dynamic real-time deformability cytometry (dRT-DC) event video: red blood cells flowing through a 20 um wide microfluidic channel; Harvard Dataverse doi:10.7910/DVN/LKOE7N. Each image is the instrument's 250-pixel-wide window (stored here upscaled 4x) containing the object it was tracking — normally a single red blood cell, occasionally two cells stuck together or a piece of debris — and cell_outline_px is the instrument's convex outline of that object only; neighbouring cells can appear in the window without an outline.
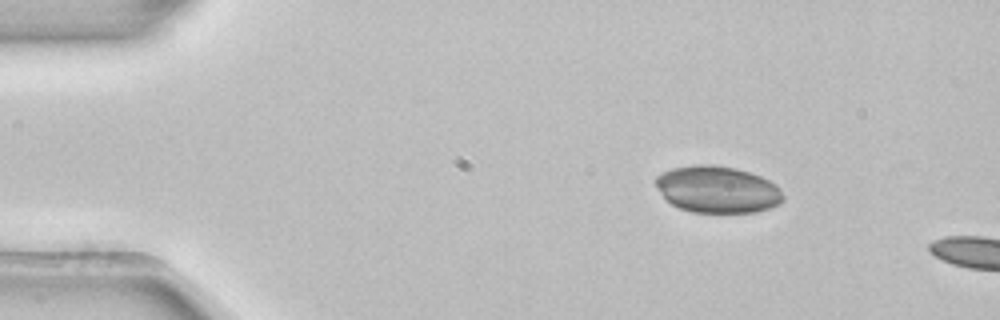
{"species": "common noctule bat (a hibernating species)", "species_latin": "Nyctalus noctula", "temperature_condition": "room temperature", "stored_images_in_passage": 3, "camera_frame_rate_fps": 3000, "um_per_image_px": 0.085, "animal": {"sex": "female", "body_mass_g": 22.7, "forearm_length_mm": 54.2}, "frame": {"image": 1, "passage_image": 1, "time_ms": 0.0, "image_size_px": [1000, 320], "cell_outline_px": [[784, 200], [780, 204], [756, 212], [692, 212], [680, 208], [672, 204], [660, 192], [656, 184], [656, 176], [672, 168], [696, 164], [712, 164], [736, 168], [760, 176], [776, 184], [780, 188], [784, 196]], "centroid_in_image_um": [61.01, 16.1], "position_along_channel_um": 24.0, "area_um2": 34.68}}